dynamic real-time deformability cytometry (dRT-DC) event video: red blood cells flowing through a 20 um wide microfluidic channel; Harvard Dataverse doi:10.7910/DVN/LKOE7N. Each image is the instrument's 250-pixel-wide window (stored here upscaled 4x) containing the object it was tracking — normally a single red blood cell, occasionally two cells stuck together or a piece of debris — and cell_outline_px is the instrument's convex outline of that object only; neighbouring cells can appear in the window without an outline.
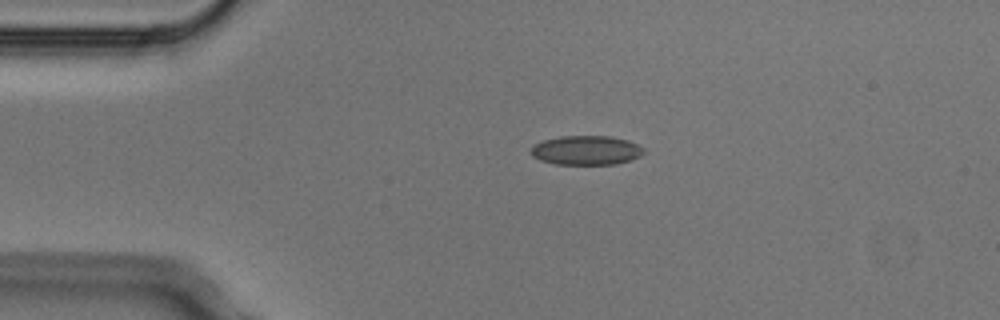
{"species": "Egyptian fruit bat (a non-hibernating species)", "species_latin": "Rousettus aegyptiacus", "temperature_condition": "cold", "stored_images_in_passage": 2, "camera_frame_rate_fps": 3000, "um_per_image_px": 0.085, "animal": {"sex": "male"}, "frame": {"image": 1, "passage_image": 1, "time_ms": 0.0, "image_size_px": [1000, 320], "cell_outline_px": [[644, 152], [640, 156], [616, 164], [556, 164], [540, 160], [532, 156], [528, 152], [536, 144], [544, 140], [560, 136], [612, 136], [628, 140], [644, 148]], "centroid_in_image_um": [49.82, 12.77], "position_along_channel_um": 35.2, "area_um2": 19.19}}